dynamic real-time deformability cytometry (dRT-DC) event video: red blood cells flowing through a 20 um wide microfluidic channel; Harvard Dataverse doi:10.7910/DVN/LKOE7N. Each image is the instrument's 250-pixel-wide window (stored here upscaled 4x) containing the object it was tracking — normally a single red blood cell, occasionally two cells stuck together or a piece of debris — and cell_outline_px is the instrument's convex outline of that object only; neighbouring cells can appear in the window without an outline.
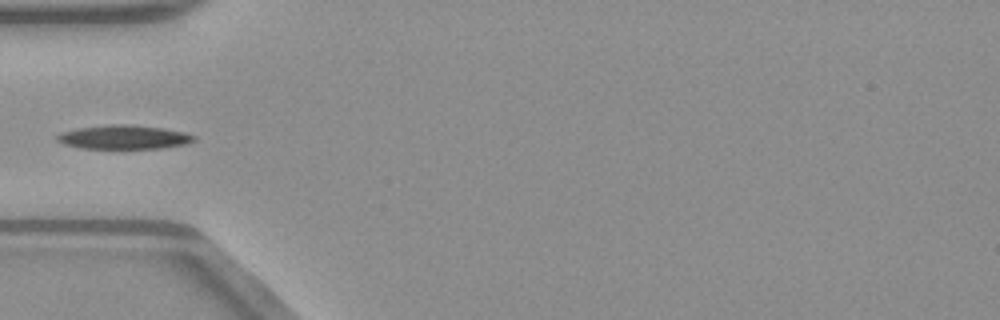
{"species": "common noctule bat (a hibernating species)", "species_latin": "Nyctalus noctula", "temperature_condition": "warm", "stored_images_in_passage": 36, "camera_frame_rate_fps": 3000, "um_per_image_px": 0.085, "animal": {"sex": "male", "body_mass_g": 23.1, "forearm_length_mm": 52.7}, "frame": {"image": 1, "passage_image": 1, "time_ms": 0.0, "image_size_px": [1000, 320], "cell_outline_px": [[196, 140], [188, 144], [164, 148], [80, 148], [64, 144], [56, 140], [56, 136], [60, 132], [76, 128], [112, 124], [124, 124], [164, 128], [184, 132], [196, 136]], "centroid_in_image_um": [10.54, 11.65], "position_along_channel_um": 74.5, "area_um2": 19.19}}
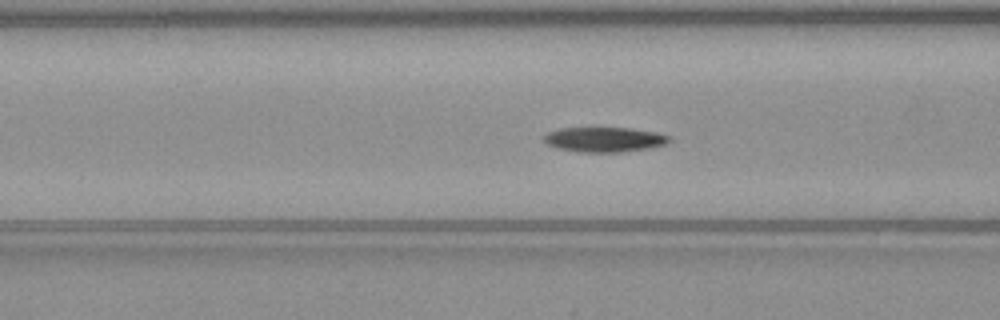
{"frame": {"image": 2, "passage_image": 4, "time_ms": 1.0, "image_size_px": [1000, 320], "cell_outline_px": [[672, 140], [668, 144], [648, 148], [620, 152], [576, 152], [556, 148], [548, 144], [544, 140], [544, 136], [548, 132], [560, 128], [632, 128], [656, 132], [672, 136]], "centroid_in_image_um": [51.42, 11.86], "position_along_channel_um": 115.2, "area_um2": 18.32}}
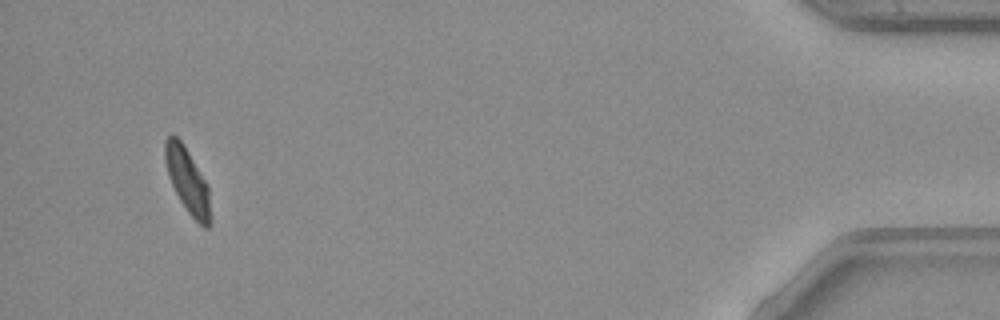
{"frame": {"image": 3, "passage_image": 33, "time_ms": 10.667, "image_size_px": [1000, 320], "cell_outline_px": [[208, 228], [204, 228], [188, 212], [180, 200], [172, 184], [164, 160], [164, 140], [172, 132], [180, 140], [188, 152], [208, 184]], "centroid_in_image_um": [15.88, 15.26], "position_along_channel_um": 419.3, "area_um2": 16.53}}